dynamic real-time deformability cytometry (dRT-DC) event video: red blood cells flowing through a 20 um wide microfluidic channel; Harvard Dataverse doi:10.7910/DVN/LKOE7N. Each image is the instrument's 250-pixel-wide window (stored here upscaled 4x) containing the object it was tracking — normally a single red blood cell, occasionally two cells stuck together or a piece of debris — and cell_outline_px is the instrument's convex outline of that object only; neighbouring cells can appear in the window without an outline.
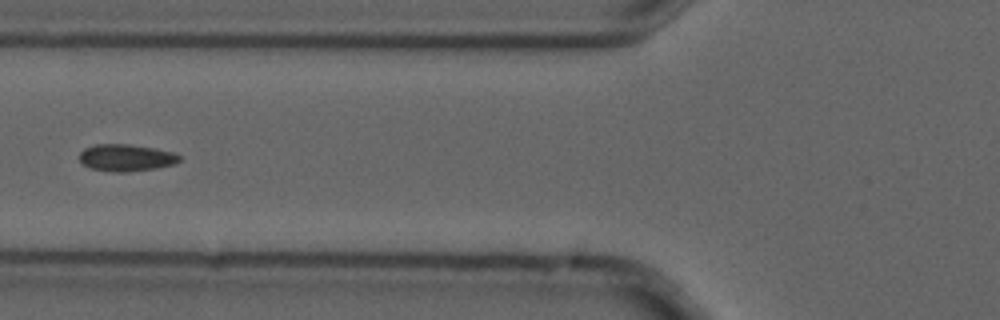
{"species": "common noctule bat (a hibernating species)", "species_latin": "Nyctalus noctula", "temperature_condition": "cold", "stored_images_in_passage": 6, "camera_frame_rate_fps": 3000, "um_per_image_px": 0.085, "animal": {"sex": "male", "forearm_length_mm": 52.5}, "frame": {"image": 1, "passage_image": 6, "time_ms": 1.667, "image_size_px": [1000, 320], "cell_outline_px": [[180, 160], [176, 164], [156, 168], [124, 172], [116, 172], [92, 168], [84, 164], [80, 160], [80, 152], [84, 148], [96, 144], [128, 144], [156, 148], [172, 152], [180, 156]], "centroid_in_image_um": [10.74, 13.39], "position_along_channel_um": 115.1, "area_um2": 15.61}}